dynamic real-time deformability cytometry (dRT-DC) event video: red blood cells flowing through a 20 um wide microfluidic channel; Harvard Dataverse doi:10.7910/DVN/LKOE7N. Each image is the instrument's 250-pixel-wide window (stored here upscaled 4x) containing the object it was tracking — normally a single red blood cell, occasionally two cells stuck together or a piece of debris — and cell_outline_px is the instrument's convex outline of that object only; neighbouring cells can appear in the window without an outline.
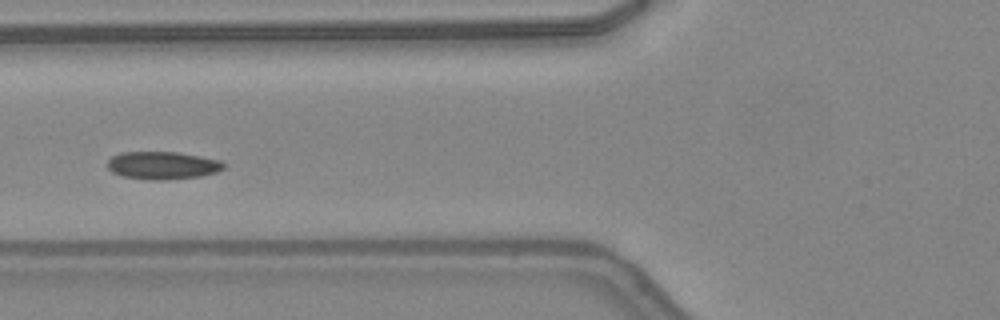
{"species": "common noctule bat (a hibernating species)", "species_latin": "Nyctalus noctula", "temperature_condition": "warm", "stored_images_in_passage": 15, "camera_frame_rate_fps": 3000, "um_per_image_px": 0.085, "animal": {"sex": "female", "body_mass_g": 24.6, "forearm_length_mm": 56.2}, "frame": {"image": 1, "passage_image": 5, "time_ms": 1.333, "image_size_px": [1000, 320], "cell_outline_px": [[228, 164], [224, 168], [216, 172], [200, 176], [164, 180], [152, 180], [124, 176], [112, 172], [108, 168], [108, 160], [112, 156], [120, 152], [176, 152], [200, 156], [220, 160]], "centroid_in_image_um": [13.84, 14.05], "position_along_channel_um": 112.0, "area_um2": 18.79}}